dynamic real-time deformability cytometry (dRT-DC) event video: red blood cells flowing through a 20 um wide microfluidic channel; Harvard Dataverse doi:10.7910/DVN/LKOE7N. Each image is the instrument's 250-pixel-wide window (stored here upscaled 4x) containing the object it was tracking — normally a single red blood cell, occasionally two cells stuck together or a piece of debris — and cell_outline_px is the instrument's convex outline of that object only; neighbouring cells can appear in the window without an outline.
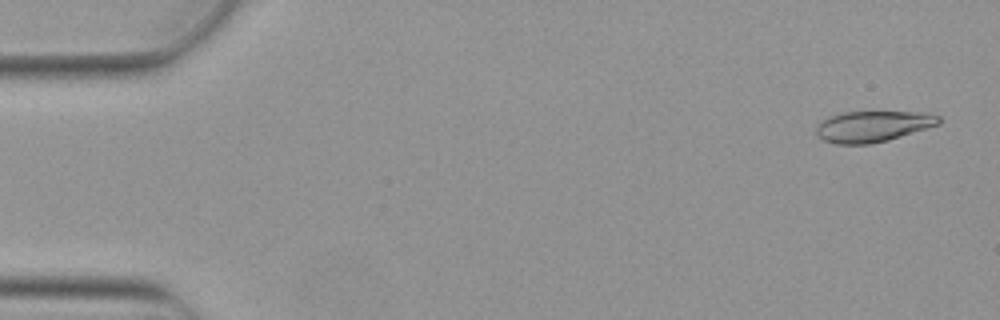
{"species": "Egyptian fruit bat (a non-hibernating species)", "species_latin": "Rousettus aegyptiacus", "temperature_condition": "warm", "stored_images_in_passage": 8, "camera_frame_rate_fps": 3000, "um_per_image_px": 0.085, "animal": {"sex": "female"}, "frame": {"image": 1, "passage_image": 1, "time_ms": 0.0, "image_size_px": [1000, 320], "cell_outline_px": [[940, 124], [888, 140], [868, 144], [836, 144], [824, 140], [816, 136], [816, 124], [828, 116], [840, 112], [928, 112], [940, 116]], "centroid_in_image_um": [74.16, 10.73], "position_along_channel_um": 10.8, "area_um2": 22.31}}
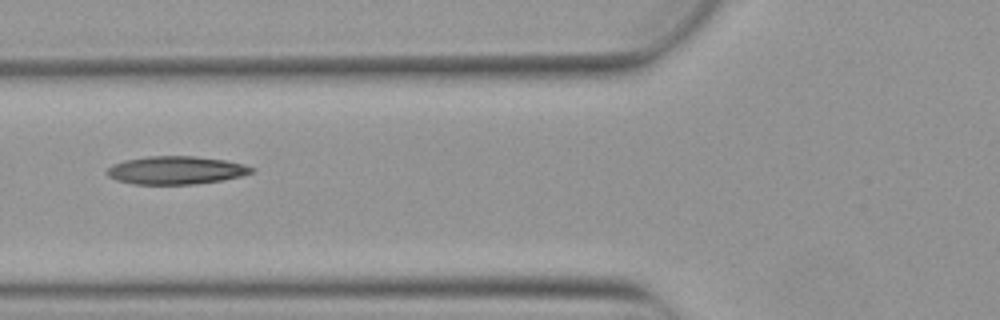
{"frame": {"image": 2, "passage_image": 6, "time_ms": 1.667, "image_size_px": [1000, 320], "cell_outline_px": [[256, 168], [252, 172], [240, 176], [220, 180], [196, 184], [132, 184], [116, 180], [108, 176], [104, 172], [112, 164], [124, 160], [148, 156], [196, 156], [224, 160], [244, 164]], "centroid_in_image_um": [14.91, 14.46], "position_along_channel_um": 110.9, "area_um2": 23.7}}
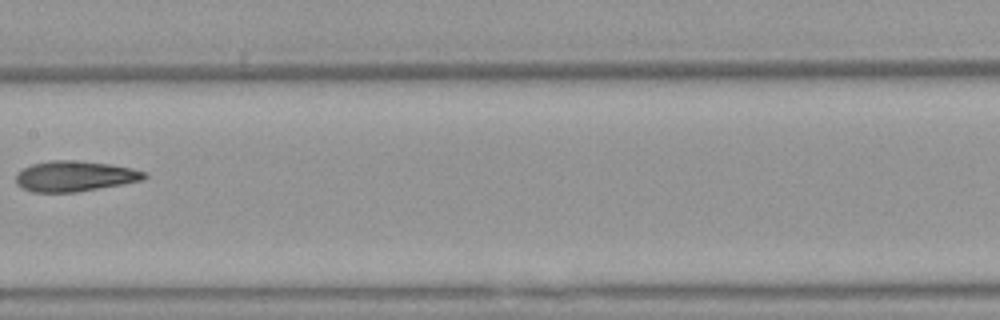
{"frame": {"image": 3, "passage_image": 8, "time_ms": 2.333, "image_size_px": [1000, 320], "cell_outline_px": [[148, 176], [144, 180], [124, 184], [76, 192], [32, 192], [20, 188], [16, 184], [16, 172], [32, 164], [52, 160], [72, 160], [108, 164], [132, 168], [148, 172]], "centroid_in_image_um": [6.36, 14.98], "position_along_channel_um": 201.0, "area_um2": 23.0}}